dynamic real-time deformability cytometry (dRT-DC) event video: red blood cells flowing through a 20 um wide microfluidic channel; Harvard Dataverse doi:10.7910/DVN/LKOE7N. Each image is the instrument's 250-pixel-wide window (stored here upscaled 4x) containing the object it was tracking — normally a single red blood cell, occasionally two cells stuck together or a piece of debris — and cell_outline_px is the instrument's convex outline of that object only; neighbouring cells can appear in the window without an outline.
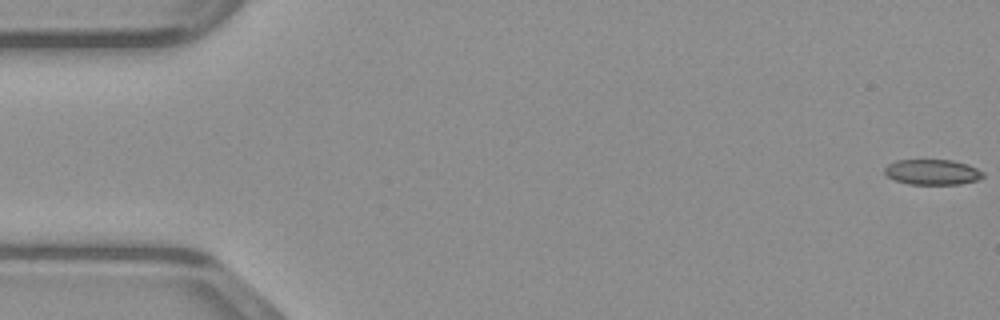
{"species": "common noctule bat (a hibernating species)", "species_latin": "Nyctalus noctula", "temperature_condition": "warm", "stored_images_in_passage": 12, "camera_frame_rate_fps": 3000, "um_per_image_px": 0.085, "animal": {"sex": "male", "body_mass_g": 23.1, "forearm_length_mm": 52.7}, "frame": {"image": 1, "passage_image": 1, "time_ms": 0.0, "image_size_px": [1000, 320], "cell_outline_px": [[984, 176], [976, 180], [960, 184], [908, 184], [896, 180], [888, 176], [884, 172], [884, 168], [888, 164], [896, 160], [952, 160], [968, 164], [984, 172]], "centroid_in_image_um": [79.25, 14.62], "position_along_channel_um": 5.7, "area_um2": 14.51}}